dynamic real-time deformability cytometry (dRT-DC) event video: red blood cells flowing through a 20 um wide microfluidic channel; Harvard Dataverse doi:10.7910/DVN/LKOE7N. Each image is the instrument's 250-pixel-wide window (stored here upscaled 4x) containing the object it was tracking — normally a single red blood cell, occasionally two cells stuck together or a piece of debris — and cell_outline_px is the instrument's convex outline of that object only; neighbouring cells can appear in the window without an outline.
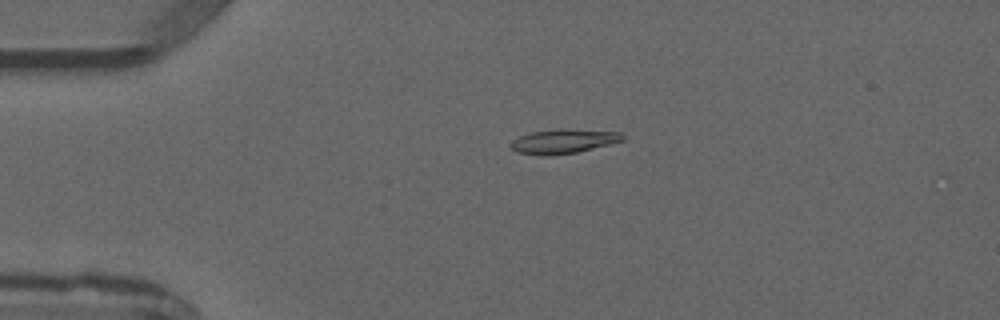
{"species": "common noctule bat (a hibernating species)", "species_latin": "Nyctalus noctula", "temperature_condition": "warm", "stored_images_in_passage": 6, "camera_frame_rate_fps": 3000, "um_per_image_px": 0.085, "animal": {"sex": "male", "forearm_length_mm": 52.5}, "frame": {"image": 1, "passage_image": 4, "time_ms": 3.333, "image_size_px": [1000, 320], "cell_outline_px": [[624, 140], [576, 152], [548, 156], [540, 156], [516, 152], [508, 144], [512, 140], [520, 136], [532, 132], [560, 128], [564, 128], [620, 132], [624, 136]], "centroid_in_image_um": [47.84, 12.0], "position_along_channel_um": 37.2, "area_um2": 15.9}}
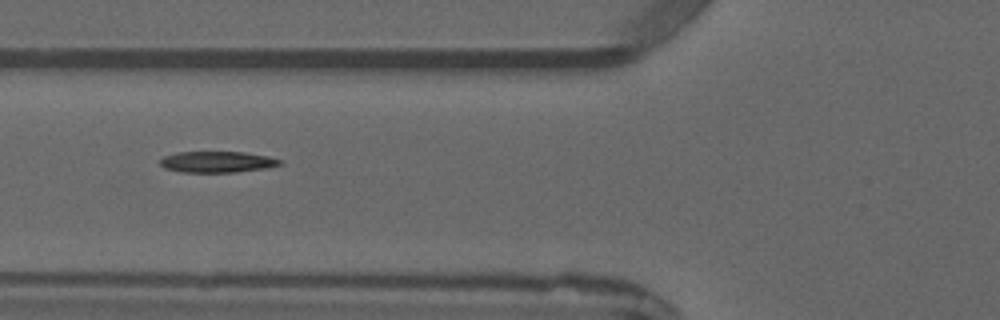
{"frame": {"image": 2, "passage_image": 6, "time_ms": 5.667, "image_size_px": [1000, 320], "cell_outline_px": [[284, 160], [280, 164], [264, 168], [236, 172], [180, 172], [164, 168], [160, 164], [160, 160], [164, 156], [176, 152], [244, 152], [268, 156]], "centroid_in_image_um": [18.44, 13.76], "position_along_channel_um": 107.4, "area_um2": 14.74}}